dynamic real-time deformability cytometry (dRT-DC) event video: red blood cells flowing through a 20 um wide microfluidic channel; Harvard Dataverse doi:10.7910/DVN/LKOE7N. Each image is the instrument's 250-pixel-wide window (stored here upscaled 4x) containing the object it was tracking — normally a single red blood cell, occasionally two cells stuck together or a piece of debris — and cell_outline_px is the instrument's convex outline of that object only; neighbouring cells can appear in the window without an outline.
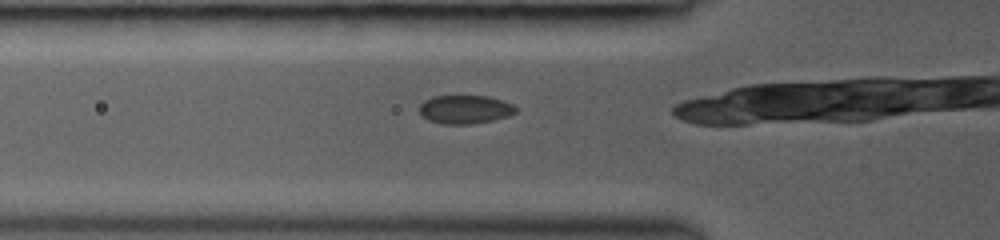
{"species": "common noctule bat (a hibernating species)", "species_latin": "Nyctalus noctula", "temperature_condition": "room temperature", "stored_images_in_passage": 20, "camera_frame_rate_fps": 3000, "um_per_image_px": 0.085, "animal": {"sex": "female", "body_mass_g": 19.0, "forearm_length_mm": 53.3}, "frame": {"image": 1, "passage_image": 2, "time_ms": 0.333, "image_size_px": [1000, 240], "cell_outline_px": [[516, 112], [508, 116], [492, 120], [472, 124], [440, 124], [428, 120], [420, 116], [420, 104], [424, 100], [432, 96], [488, 96], [512, 104], [516, 108]], "centroid_in_image_um": [39.48, 9.3], "position_along_channel_um": 86.3, "area_um2": 16.07}}
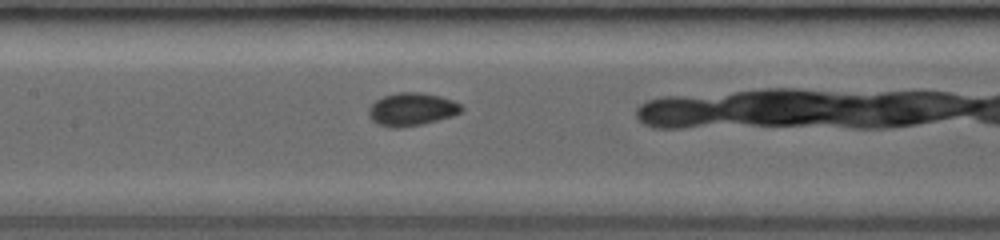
{"frame": {"image": 2, "passage_image": 8, "time_ms": 2.333, "image_size_px": [1000, 240], "cell_outline_px": [[464, 108], [460, 112], [452, 116], [420, 124], [400, 128], [392, 128], [380, 124], [372, 120], [368, 116], [368, 108], [376, 100], [384, 96], [396, 92], [420, 92], [440, 96], [452, 100], [460, 104]], "centroid_in_image_um": [34.98, 9.28], "position_along_channel_um": 172.4, "area_um2": 17.69}}
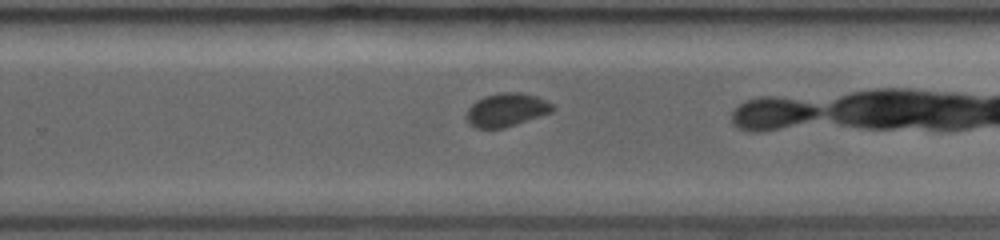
{"frame": {"image": 3, "passage_image": 16, "time_ms": 5.0, "image_size_px": [1000, 240], "cell_outline_px": [[556, 108], [552, 112], [504, 128], [476, 128], [464, 116], [468, 108], [476, 100], [484, 96], [504, 92], [520, 92], [536, 96], [556, 104]], "centroid_in_image_um": [43.08, 9.33], "position_along_channel_um": 286.7, "area_um2": 16.82}}